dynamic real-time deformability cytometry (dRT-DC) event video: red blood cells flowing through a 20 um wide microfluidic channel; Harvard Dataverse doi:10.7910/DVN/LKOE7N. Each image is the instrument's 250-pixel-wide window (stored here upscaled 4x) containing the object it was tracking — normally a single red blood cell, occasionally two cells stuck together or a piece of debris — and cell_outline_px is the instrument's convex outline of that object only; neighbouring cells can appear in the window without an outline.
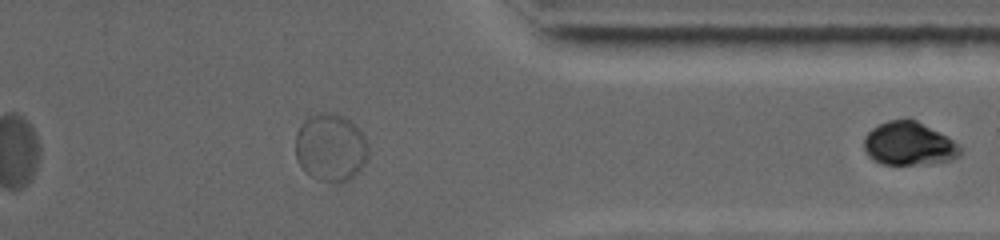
{"species": "common noctule bat (a hibernating species)", "species_latin": "Nyctalus noctula", "temperature_condition": "warm", "stored_images_in_passage": 45, "segment_of_instrument_passage": [2, 2], "camera_frame_rate_fps": 5000, "um_per_image_px": 0.085, "animal": {"sex": "female", "body_mass_g": 19.0, "forearm_length_mm": 53.3}, "frame": {"image": 1, "passage_image": 45, "time_ms": 9.6, "image_size_px": [1000, 240], "cell_outline_px": [[964, 152], [960, 156], [952, 160], [932, 164], [884, 164], [872, 160], [864, 152], [864, 136], [872, 128], [888, 120], [916, 120], [948, 136], [964, 148]], "centroid_in_image_um": [77.3, 12.24], "position_along_channel_um": 334.1, "area_um2": 24.68}}